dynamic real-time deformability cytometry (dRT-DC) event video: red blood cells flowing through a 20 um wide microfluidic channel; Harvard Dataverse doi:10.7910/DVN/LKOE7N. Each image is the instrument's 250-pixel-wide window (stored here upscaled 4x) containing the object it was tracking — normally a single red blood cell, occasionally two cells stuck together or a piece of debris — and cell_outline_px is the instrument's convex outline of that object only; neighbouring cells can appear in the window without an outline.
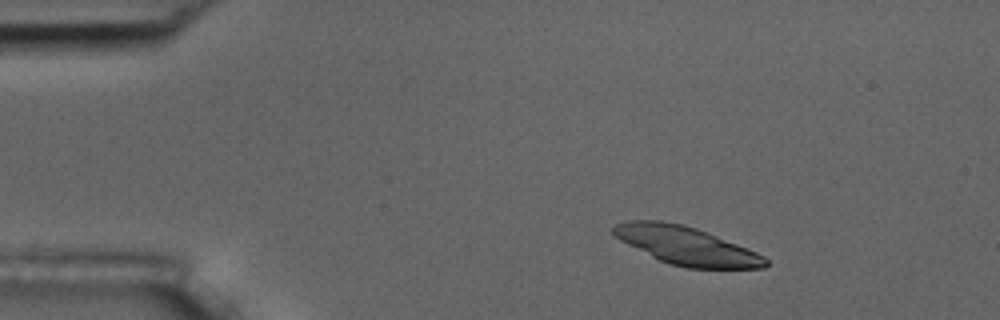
{"species": "common noctule bat (a hibernating species)", "species_latin": "Nyctalus noctula", "temperature_condition": "room temperature", "stored_images_in_passage": 4, "camera_frame_rate_fps": 3000, "um_per_image_px": 0.085, "animal": {"sex": "male", "body_mass_g": 17.5, "forearm_length_mm": 52.3}, "frame": {"image": 1, "passage_image": 1, "time_ms": 0.0, "image_size_px": [1000, 320], "cell_outline_px": [[768, 264], [764, 268], [688, 268], [668, 264], [620, 240], [612, 232], [612, 228], [616, 224], [624, 220], [660, 220], [684, 224], [696, 228], [756, 252], [764, 256], [768, 260]], "centroid_in_image_um": [58.31, 20.87], "position_along_channel_um": 26.7, "area_um2": 33.47}}